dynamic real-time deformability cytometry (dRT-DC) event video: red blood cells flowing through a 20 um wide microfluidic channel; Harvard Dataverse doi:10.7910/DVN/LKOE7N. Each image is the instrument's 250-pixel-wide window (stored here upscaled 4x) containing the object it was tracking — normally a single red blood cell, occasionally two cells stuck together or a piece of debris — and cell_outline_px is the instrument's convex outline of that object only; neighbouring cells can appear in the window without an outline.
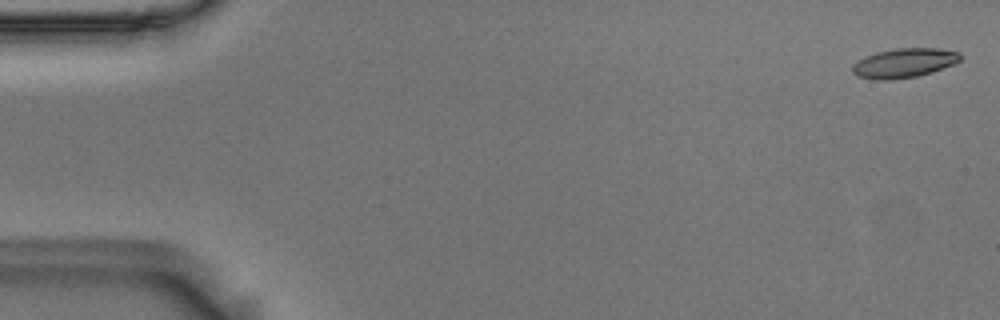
{"species": "Egyptian fruit bat (a non-hibernating species)", "species_latin": "Rousettus aegyptiacus", "temperature_condition": "room temperature", "stored_images_in_passage": 56, "camera_frame_rate_fps": 3000, "um_per_image_px": 0.085, "animal": {"sex": "male"}, "frame": {"image": 1, "passage_image": 2, "time_ms": 0.333, "image_size_px": [1000, 320], "cell_outline_px": [[964, 56], [956, 64], [932, 72], [916, 76], [892, 80], [880, 80], [856, 76], [852, 72], [852, 64], [876, 52], [896, 48], [936, 48], [960, 52]], "centroid_in_image_um": [76.9, 5.35], "position_along_channel_um": 8.1, "area_um2": 18.55}}
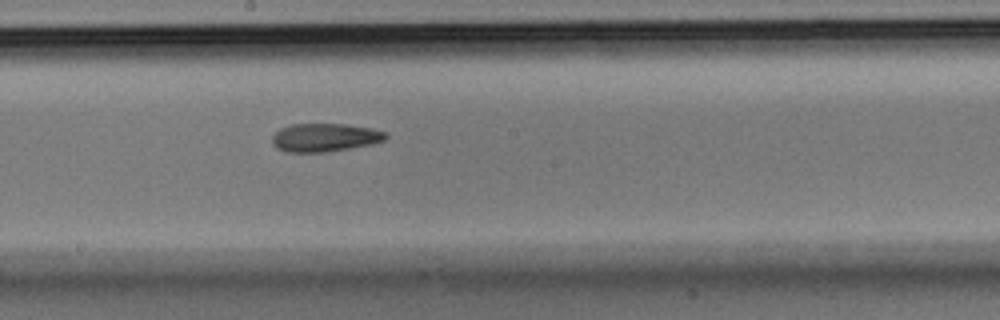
{"frame": {"image": 2, "passage_image": 31, "time_ms": 10.0, "image_size_px": [1000, 320], "cell_outline_px": [[388, 136], [384, 140], [372, 144], [324, 152], [288, 152], [276, 148], [272, 144], [272, 136], [280, 128], [292, 124], [348, 124], [372, 128], [388, 132]], "centroid_in_image_um": [27.61, 11.68], "position_along_channel_um": 220.6, "area_um2": 18.79}}
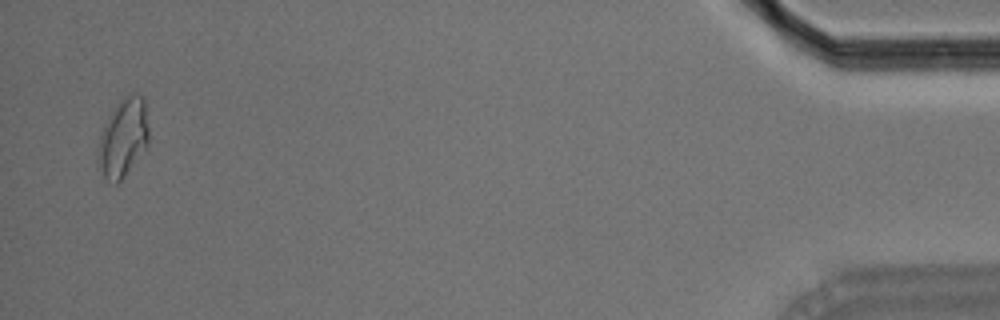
{"frame": {"image": 3, "passage_image": 55, "time_ms": 18.0, "image_size_px": [1000, 320], "cell_outline_px": [[148, 148], [120, 180], [116, 184], [104, 176], [96, 168], [96, 148], [104, 124], [120, 100], [132, 92], [144, 96], [148, 128]], "centroid_in_image_um": [10.45, 11.73], "position_along_channel_um": 424.7, "area_um2": 23.47}, "authors_computed_cell_mechanics": {"area_um2": 18.8717, "velocity_mm_per_s": 3.6114, "shape_relaxation_time_tau1_ms": 7.8898, "shape_relaxation_time_tau2_ms": 7.1359, "deformation_change_tau1": 0.1797, "deformation_change_tau2": 0.1183}}